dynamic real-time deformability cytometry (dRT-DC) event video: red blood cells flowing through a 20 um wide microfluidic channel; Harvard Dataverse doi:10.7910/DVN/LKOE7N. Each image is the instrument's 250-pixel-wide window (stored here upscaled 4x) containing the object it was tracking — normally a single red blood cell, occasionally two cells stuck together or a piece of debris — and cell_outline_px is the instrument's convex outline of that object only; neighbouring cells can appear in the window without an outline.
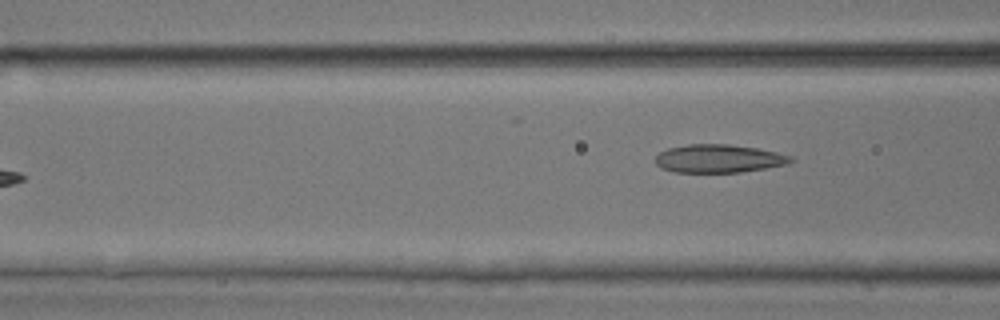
{"species": "common noctule bat (a hibernating species)", "species_latin": "Nyctalus noctula", "temperature_condition": "room temperature", "stored_images_in_passage": 6, "camera_frame_rate_fps": 3000, "um_per_image_px": 0.085, "animal": {"sex": "male", "body_mass_g": 17.9, "forearm_length_mm": 54.2}, "frame": {"image": 1, "passage_image": 6, "time_ms": 1.667, "image_size_px": [1000, 320], "cell_outline_px": [[796, 160], [788, 164], [740, 172], [676, 172], [660, 168], [656, 164], [656, 156], [660, 152], [668, 148], [688, 144], [728, 144], [756, 148], [776, 152], [792, 156]], "centroid_in_image_um": [61.1, 13.48], "position_along_channel_um": 105.5, "area_um2": 22.2}}